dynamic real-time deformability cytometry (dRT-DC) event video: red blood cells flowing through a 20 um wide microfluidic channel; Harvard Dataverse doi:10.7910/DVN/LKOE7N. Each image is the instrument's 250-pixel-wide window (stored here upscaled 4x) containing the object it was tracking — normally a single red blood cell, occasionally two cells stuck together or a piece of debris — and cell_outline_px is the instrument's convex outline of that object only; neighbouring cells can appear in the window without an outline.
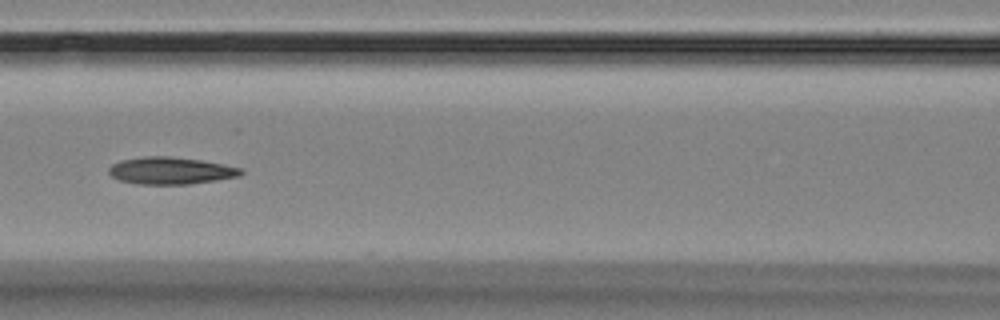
{"species": "Egyptian fruit bat (a non-hibernating species)", "species_latin": "Rousettus aegyptiacus", "temperature_condition": "room temperature", "stored_images_in_passage": 17, "camera_frame_rate_fps": 3000, "um_per_image_px": 0.085, "animal": {"sex": "female"}, "frame": {"image": 1, "passage_image": 8, "time_ms": 8.0, "image_size_px": [1000, 320], "cell_outline_px": [[244, 172], [240, 176], [216, 180], [188, 184], [136, 184], [120, 180], [112, 176], [108, 172], [108, 168], [112, 164], [120, 160], [144, 156], [168, 156], [200, 160], [244, 168]], "centroid_in_image_um": [14.51, 14.5], "position_along_channel_um": 152.1, "area_um2": 20.92}}
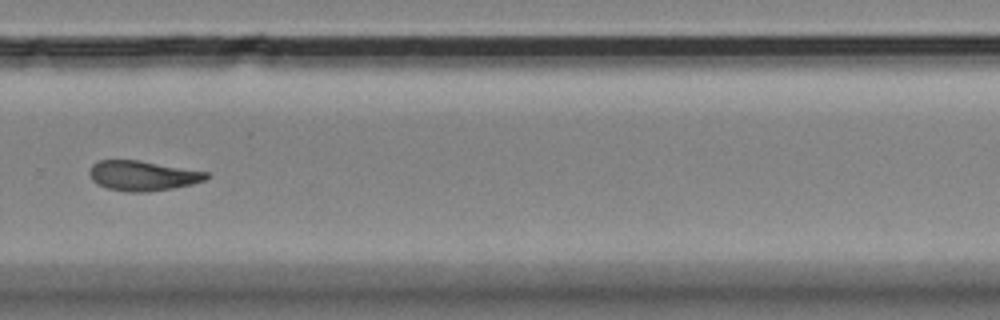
{"frame": {"image": 2, "passage_image": 12, "time_ms": 12.667, "image_size_px": [1000, 320], "cell_outline_px": [[208, 176], [204, 180], [192, 184], [172, 188], [144, 192], [128, 192], [108, 188], [96, 184], [92, 180], [88, 172], [92, 164], [100, 160], [140, 160], [208, 172]], "centroid_in_image_um": [12.09, 14.93], "position_along_channel_um": 317.7, "area_um2": 20.35}}
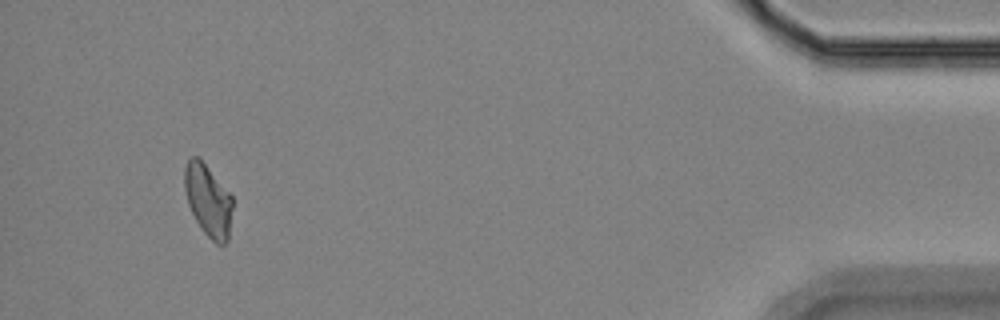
{"frame": {"image": 3, "passage_image": 16, "time_ms": 17.333, "image_size_px": [1000, 320], "cell_outline_px": [[232, 208], [228, 240], [224, 244], [216, 244], [200, 228], [188, 204], [184, 188], [184, 168], [188, 160], [192, 156], [196, 156], [204, 164], [232, 196]], "centroid_in_image_um": [17.68, 17.06], "position_along_channel_um": 417.5, "area_um2": 19.77}, "authors_computed_cell_mechanics": {"area_um2": 20.6346, "velocity_mm_per_s": 3.5628, "shape_relaxation_time_tau1_ms": null, "shape_relaxation_time_tau2_ms": 2.8666, "deformation_change_tau1": null, "deformation_change_tau2": 0.0821}}